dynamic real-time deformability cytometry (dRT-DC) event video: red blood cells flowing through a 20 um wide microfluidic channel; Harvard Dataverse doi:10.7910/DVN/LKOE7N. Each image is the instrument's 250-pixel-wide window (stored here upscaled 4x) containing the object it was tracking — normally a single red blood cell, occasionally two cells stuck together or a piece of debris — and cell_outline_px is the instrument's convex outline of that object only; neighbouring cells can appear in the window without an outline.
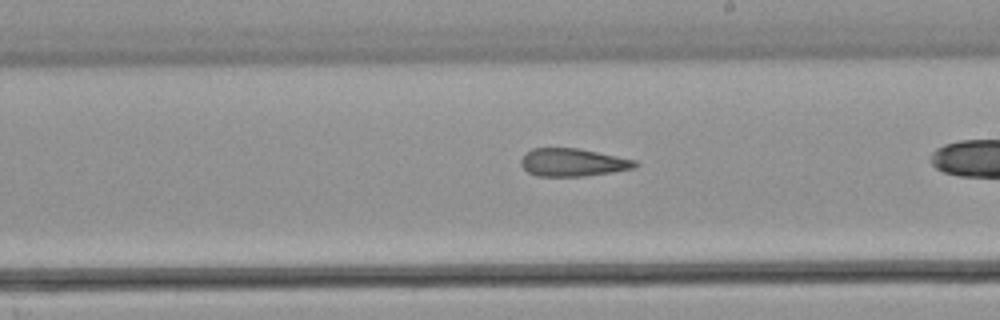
{"species": "common noctule bat (a hibernating species)", "species_latin": "Nyctalus noctula", "temperature_condition": "warm", "stored_images_in_passage": 22, "camera_frame_rate_fps": 3000, "um_per_image_px": 0.085, "animal": {"sex": "male", "body_mass_g": 21.5, "forearm_length_mm": 52.0}, "frame": {"image": 1, "passage_image": 13, "time_ms": 4.0, "image_size_px": [1000, 320], "cell_outline_px": [[640, 164], [636, 168], [612, 172], [584, 176], [536, 176], [528, 172], [520, 164], [520, 160], [532, 148], [576, 148], [636, 160]], "centroid_in_image_um": [48.7, 13.81], "position_along_channel_um": 240.3, "area_um2": 18.44}}